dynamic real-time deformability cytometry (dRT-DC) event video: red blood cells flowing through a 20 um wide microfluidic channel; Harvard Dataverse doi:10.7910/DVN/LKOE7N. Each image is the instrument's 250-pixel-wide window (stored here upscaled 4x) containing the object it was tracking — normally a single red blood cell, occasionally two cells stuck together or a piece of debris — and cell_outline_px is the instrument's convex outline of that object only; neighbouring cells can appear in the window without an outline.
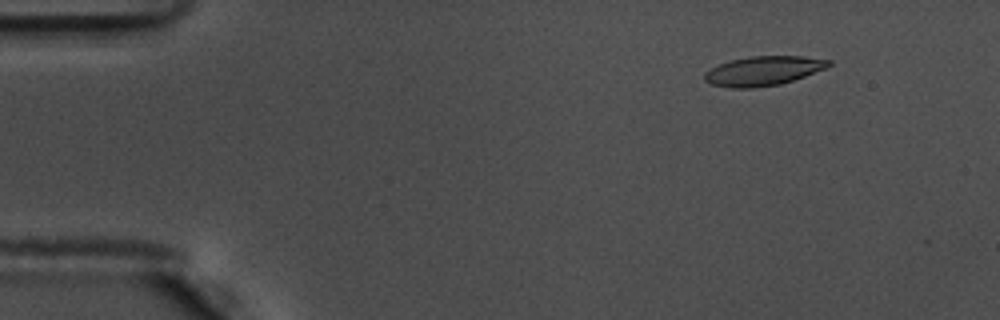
{"species": "common noctule bat (a hibernating species)", "species_latin": "Nyctalus noctula", "temperature_condition": "warm", "stored_images_in_passage": 54, "camera_frame_rate_fps": 3000, "um_per_image_px": 0.085, "animal": {"sex": "male", "body_mass_g": 17.5, "forearm_length_mm": 52.3}, "frame": {"image": 1, "passage_image": 5, "time_ms": 1.333, "image_size_px": [1000, 320], "cell_outline_px": [[832, 64], [828, 68], [780, 84], [752, 88], [732, 88], [712, 84], [704, 80], [704, 72], [720, 64], [732, 60], [752, 56], [804, 56], [832, 60]], "centroid_in_image_um": [64.92, 6.02], "position_along_channel_um": 20.1, "area_um2": 21.15}}
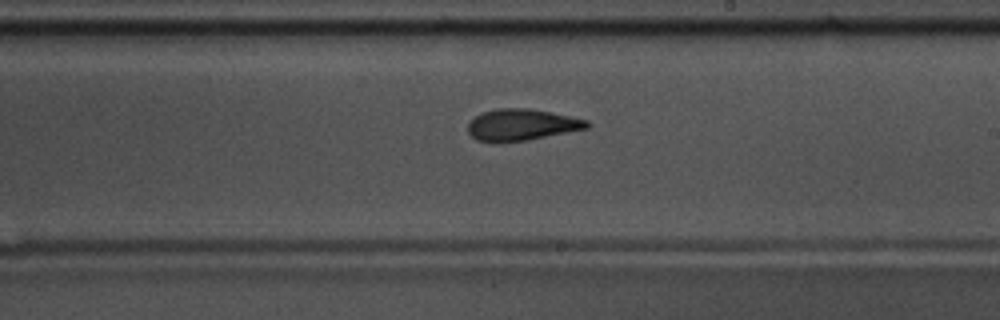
{"frame": {"image": 2, "passage_image": 31, "time_ms": 10.0, "image_size_px": [1000, 320], "cell_outline_px": [[592, 124], [588, 128], [528, 140], [476, 140], [468, 132], [468, 124], [476, 116], [484, 112], [496, 108], [528, 108], [588, 120]], "centroid_in_image_um": [44.38, 10.58], "position_along_channel_um": 244.6, "area_um2": 21.21}}
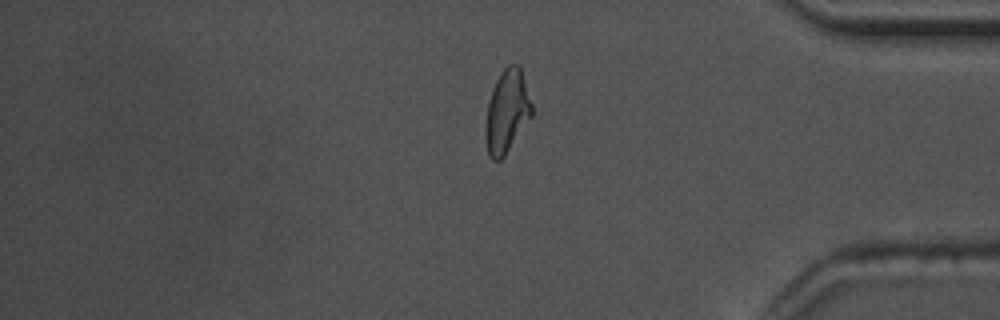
{"frame": {"image": 3, "passage_image": 45, "time_ms": 14.667, "image_size_px": [1000, 320], "cell_outline_px": [[532, 116], [504, 156], [500, 160], [492, 160], [488, 156], [484, 136], [484, 132], [488, 104], [492, 88], [500, 72], [508, 64], [516, 64], [520, 68], [532, 104]], "centroid_in_image_um": [43.06, 9.5], "position_along_channel_um": 392.1, "area_um2": 22.31}, "authors_computed_cell_mechanics": {"area_um2": 21.6172, "velocity_mm_per_s": 3.6584, "shape_relaxation_time_tau1_ms": 4.6822, "shape_relaxation_time_tau2_ms": 2.8657, "deformation_change_tau1": 0.187, "deformation_change_tau2": 0.1104}}